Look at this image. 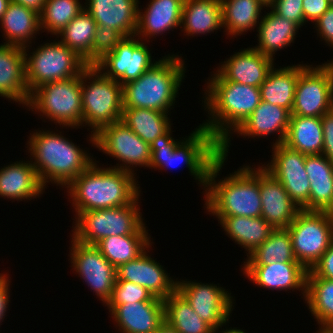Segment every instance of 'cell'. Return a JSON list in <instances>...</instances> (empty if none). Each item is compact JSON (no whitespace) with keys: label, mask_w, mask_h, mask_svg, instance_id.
Listing matches in <instances>:
<instances>
[{"label":"cell","mask_w":333,"mask_h":333,"mask_svg":"<svg viewBox=\"0 0 333 333\" xmlns=\"http://www.w3.org/2000/svg\"><path fill=\"white\" fill-rule=\"evenodd\" d=\"M226 159L220 155L210 167L203 191L206 212L216 217H260L262 201L259 193V165H252L253 168L242 165L228 177L216 180Z\"/></svg>","instance_id":"6da1fadb"},{"label":"cell","mask_w":333,"mask_h":333,"mask_svg":"<svg viewBox=\"0 0 333 333\" xmlns=\"http://www.w3.org/2000/svg\"><path fill=\"white\" fill-rule=\"evenodd\" d=\"M94 161L65 188L75 217L83 211L126 206L141 196L135 174Z\"/></svg>","instance_id":"7a4b0ae2"},{"label":"cell","mask_w":333,"mask_h":333,"mask_svg":"<svg viewBox=\"0 0 333 333\" xmlns=\"http://www.w3.org/2000/svg\"><path fill=\"white\" fill-rule=\"evenodd\" d=\"M206 82L202 103L209 116L200 125L221 144V155L227 158L230 135L260 104V89L231 81Z\"/></svg>","instance_id":"3957f363"},{"label":"cell","mask_w":333,"mask_h":333,"mask_svg":"<svg viewBox=\"0 0 333 333\" xmlns=\"http://www.w3.org/2000/svg\"><path fill=\"white\" fill-rule=\"evenodd\" d=\"M57 132L36 130L26 143L31 163L45 188L50 182L65 188L95 161L85 149L68 140L61 131Z\"/></svg>","instance_id":"277c9868"},{"label":"cell","mask_w":333,"mask_h":333,"mask_svg":"<svg viewBox=\"0 0 333 333\" xmlns=\"http://www.w3.org/2000/svg\"><path fill=\"white\" fill-rule=\"evenodd\" d=\"M172 129L158 136L151 144L149 169H172L186 165L191 176L206 188L207 177L213 162L221 155V144L199 125L184 140L174 139ZM179 140V141H178Z\"/></svg>","instance_id":"5b68a950"},{"label":"cell","mask_w":333,"mask_h":333,"mask_svg":"<svg viewBox=\"0 0 333 333\" xmlns=\"http://www.w3.org/2000/svg\"><path fill=\"white\" fill-rule=\"evenodd\" d=\"M185 65L178 54H168L157 60L138 79L122 85L123 108L170 113L185 79Z\"/></svg>","instance_id":"8992f818"},{"label":"cell","mask_w":333,"mask_h":333,"mask_svg":"<svg viewBox=\"0 0 333 333\" xmlns=\"http://www.w3.org/2000/svg\"><path fill=\"white\" fill-rule=\"evenodd\" d=\"M81 94L83 126L88 125L87 129H91L89 142L95 146V134L104 126L122 119V85L106 77L95 66H88L81 73Z\"/></svg>","instance_id":"52a82bcc"},{"label":"cell","mask_w":333,"mask_h":333,"mask_svg":"<svg viewBox=\"0 0 333 333\" xmlns=\"http://www.w3.org/2000/svg\"><path fill=\"white\" fill-rule=\"evenodd\" d=\"M139 199L126 206L80 212L73 219L71 237L82 244L96 245L108 236L148 234Z\"/></svg>","instance_id":"ba28073f"},{"label":"cell","mask_w":333,"mask_h":333,"mask_svg":"<svg viewBox=\"0 0 333 333\" xmlns=\"http://www.w3.org/2000/svg\"><path fill=\"white\" fill-rule=\"evenodd\" d=\"M26 107L61 128L80 129L83 126L81 75L41 85L29 94Z\"/></svg>","instance_id":"9c48e42d"},{"label":"cell","mask_w":333,"mask_h":333,"mask_svg":"<svg viewBox=\"0 0 333 333\" xmlns=\"http://www.w3.org/2000/svg\"><path fill=\"white\" fill-rule=\"evenodd\" d=\"M30 47H24L29 93L43 84L79 76L88 67L83 58L59 39L41 44L29 53Z\"/></svg>","instance_id":"30bf717a"},{"label":"cell","mask_w":333,"mask_h":333,"mask_svg":"<svg viewBox=\"0 0 333 333\" xmlns=\"http://www.w3.org/2000/svg\"><path fill=\"white\" fill-rule=\"evenodd\" d=\"M287 229L297 262L312 270L333 242V213L301 209Z\"/></svg>","instance_id":"8fae6325"},{"label":"cell","mask_w":333,"mask_h":333,"mask_svg":"<svg viewBox=\"0 0 333 333\" xmlns=\"http://www.w3.org/2000/svg\"><path fill=\"white\" fill-rule=\"evenodd\" d=\"M333 109V59L299 74L291 115L322 117Z\"/></svg>","instance_id":"7c38bea8"},{"label":"cell","mask_w":333,"mask_h":333,"mask_svg":"<svg viewBox=\"0 0 333 333\" xmlns=\"http://www.w3.org/2000/svg\"><path fill=\"white\" fill-rule=\"evenodd\" d=\"M98 151L115 160H120L114 169L134 173V168H149L151 160L150 144L143 141L122 121L104 126L95 134V146ZM122 162V163H121Z\"/></svg>","instance_id":"4fadbf2b"},{"label":"cell","mask_w":333,"mask_h":333,"mask_svg":"<svg viewBox=\"0 0 333 333\" xmlns=\"http://www.w3.org/2000/svg\"><path fill=\"white\" fill-rule=\"evenodd\" d=\"M177 291L191 305L196 314L214 330L229 323L235 305L231 292L219 284L177 279Z\"/></svg>","instance_id":"5bb4252c"},{"label":"cell","mask_w":333,"mask_h":333,"mask_svg":"<svg viewBox=\"0 0 333 333\" xmlns=\"http://www.w3.org/2000/svg\"><path fill=\"white\" fill-rule=\"evenodd\" d=\"M70 239L69 260L73 271L93 290L103 305L106 304L113 293L116 268L95 245L79 243L72 237Z\"/></svg>","instance_id":"9a60e30c"},{"label":"cell","mask_w":333,"mask_h":333,"mask_svg":"<svg viewBox=\"0 0 333 333\" xmlns=\"http://www.w3.org/2000/svg\"><path fill=\"white\" fill-rule=\"evenodd\" d=\"M146 42L136 35L124 39L95 67L106 77L117 80L121 85L138 79L156 63ZM155 61V62H154Z\"/></svg>","instance_id":"2e32d148"},{"label":"cell","mask_w":333,"mask_h":333,"mask_svg":"<svg viewBox=\"0 0 333 333\" xmlns=\"http://www.w3.org/2000/svg\"><path fill=\"white\" fill-rule=\"evenodd\" d=\"M272 158L262 165L281 182L289 197L302 209L310 196V181L306 174V155L283 143L273 144Z\"/></svg>","instance_id":"e0dca14e"},{"label":"cell","mask_w":333,"mask_h":333,"mask_svg":"<svg viewBox=\"0 0 333 333\" xmlns=\"http://www.w3.org/2000/svg\"><path fill=\"white\" fill-rule=\"evenodd\" d=\"M234 52L226 61L221 62L208 81H231L260 87L273 69L275 59L263 55L253 47Z\"/></svg>","instance_id":"ac0fdd59"},{"label":"cell","mask_w":333,"mask_h":333,"mask_svg":"<svg viewBox=\"0 0 333 333\" xmlns=\"http://www.w3.org/2000/svg\"><path fill=\"white\" fill-rule=\"evenodd\" d=\"M151 247L152 244L136 259L119 265L116 268V279L141 285L154 297L164 300L176 291L177 280L168 275L170 273L156 259L149 256Z\"/></svg>","instance_id":"d6986e66"},{"label":"cell","mask_w":333,"mask_h":333,"mask_svg":"<svg viewBox=\"0 0 333 333\" xmlns=\"http://www.w3.org/2000/svg\"><path fill=\"white\" fill-rule=\"evenodd\" d=\"M259 193L262 201L261 217L274 229L287 228L301 210L281 182L260 165Z\"/></svg>","instance_id":"ffe728a7"},{"label":"cell","mask_w":333,"mask_h":333,"mask_svg":"<svg viewBox=\"0 0 333 333\" xmlns=\"http://www.w3.org/2000/svg\"><path fill=\"white\" fill-rule=\"evenodd\" d=\"M243 267V268H242ZM241 272L256 286L277 290H301L306 295L307 270L300 263H272L269 265H243ZM247 276V277H246Z\"/></svg>","instance_id":"44dd1931"},{"label":"cell","mask_w":333,"mask_h":333,"mask_svg":"<svg viewBox=\"0 0 333 333\" xmlns=\"http://www.w3.org/2000/svg\"><path fill=\"white\" fill-rule=\"evenodd\" d=\"M109 313L121 333H155L165 322L163 301L119 304Z\"/></svg>","instance_id":"7402d4cb"},{"label":"cell","mask_w":333,"mask_h":333,"mask_svg":"<svg viewBox=\"0 0 333 333\" xmlns=\"http://www.w3.org/2000/svg\"><path fill=\"white\" fill-rule=\"evenodd\" d=\"M24 48L0 44V97L26 106L29 100Z\"/></svg>","instance_id":"603a6c76"},{"label":"cell","mask_w":333,"mask_h":333,"mask_svg":"<svg viewBox=\"0 0 333 333\" xmlns=\"http://www.w3.org/2000/svg\"><path fill=\"white\" fill-rule=\"evenodd\" d=\"M84 9L97 26L112 27L124 37L136 34L139 0H85Z\"/></svg>","instance_id":"cb8c5ba5"},{"label":"cell","mask_w":333,"mask_h":333,"mask_svg":"<svg viewBox=\"0 0 333 333\" xmlns=\"http://www.w3.org/2000/svg\"><path fill=\"white\" fill-rule=\"evenodd\" d=\"M184 0H150L143 10L138 7L136 36L142 41L181 27ZM177 27V28H176ZM156 35V36H155Z\"/></svg>","instance_id":"d4e9b609"},{"label":"cell","mask_w":333,"mask_h":333,"mask_svg":"<svg viewBox=\"0 0 333 333\" xmlns=\"http://www.w3.org/2000/svg\"><path fill=\"white\" fill-rule=\"evenodd\" d=\"M291 112L279 105L261 101L250 116L234 131L244 138L268 137L278 134L275 143H283L287 134ZM239 134V135H238Z\"/></svg>","instance_id":"484cf974"},{"label":"cell","mask_w":333,"mask_h":333,"mask_svg":"<svg viewBox=\"0 0 333 333\" xmlns=\"http://www.w3.org/2000/svg\"><path fill=\"white\" fill-rule=\"evenodd\" d=\"M43 192L45 187L41 184L31 159L15 161L0 168V197L31 201L40 197Z\"/></svg>","instance_id":"4316f807"},{"label":"cell","mask_w":333,"mask_h":333,"mask_svg":"<svg viewBox=\"0 0 333 333\" xmlns=\"http://www.w3.org/2000/svg\"><path fill=\"white\" fill-rule=\"evenodd\" d=\"M305 169L310 181V196L302 210L333 213V162L323 154L306 155Z\"/></svg>","instance_id":"83f0119b"},{"label":"cell","mask_w":333,"mask_h":333,"mask_svg":"<svg viewBox=\"0 0 333 333\" xmlns=\"http://www.w3.org/2000/svg\"><path fill=\"white\" fill-rule=\"evenodd\" d=\"M0 26L5 38L4 44L26 47L32 44L35 35L40 34V17L35 10L10 2Z\"/></svg>","instance_id":"f1b7e54d"},{"label":"cell","mask_w":333,"mask_h":333,"mask_svg":"<svg viewBox=\"0 0 333 333\" xmlns=\"http://www.w3.org/2000/svg\"><path fill=\"white\" fill-rule=\"evenodd\" d=\"M300 27L292 22L280 17L272 10L261 17L257 27V43L255 48L263 55L276 59L275 54L279 50L290 47L294 43Z\"/></svg>","instance_id":"f546056e"},{"label":"cell","mask_w":333,"mask_h":333,"mask_svg":"<svg viewBox=\"0 0 333 333\" xmlns=\"http://www.w3.org/2000/svg\"><path fill=\"white\" fill-rule=\"evenodd\" d=\"M219 29H223L221 0H184L180 27L184 35L195 37Z\"/></svg>","instance_id":"4dcf8cb0"},{"label":"cell","mask_w":333,"mask_h":333,"mask_svg":"<svg viewBox=\"0 0 333 333\" xmlns=\"http://www.w3.org/2000/svg\"><path fill=\"white\" fill-rule=\"evenodd\" d=\"M306 66L307 64L302 63L278 67L279 69L273 67L259 87L261 101L282 106L291 112L298 77Z\"/></svg>","instance_id":"1f68e13d"},{"label":"cell","mask_w":333,"mask_h":333,"mask_svg":"<svg viewBox=\"0 0 333 333\" xmlns=\"http://www.w3.org/2000/svg\"><path fill=\"white\" fill-rule=\"evenodd\" d=\"M226 235L251 254L272 233L274 228L261 216L256 218L233 216L216 217Z\"/></svg>","instance_id":"d6a6232c"},{"label":"cell","mask_w":333,"mask_h":333,"mask_svg":"<svg viewBox=\"0 0 333 333\" xmlns=\"http://www.w3.org/2000/svg\"><path fill=\"white\" fill-rule=\"evenodd\" d=\"M283 144L304 155L322 154L324 134L321 117L291 115Z\"/></svg>","instance_id":"836d02e7"},{"label":"cell","mask_w":333,"mask_h":333,"mask_svg":"<svg viewBox=\"0 0 333 333\" xmlns=\"http://www.w3.org/2000/svg\"><path fill=\"white\" fill-rule=\"evenodd\" d=\"M221 5L224 32L233 39L249 30L254 31L263 9H267L259 0H221Z\"/></svg>","instance_id":"e575fe53"},{"label":"cell","mask_w":333,"mask_h":333,"mask_svg":"<svg viewBox=\"0 0 333 333\" xmlns=\"http://www.w3.org/2000/svg\"><path fill=\"white\" fill-rule=\"evenodd\" d=\"M305 303L319 329H333V280L307 272Z\"/></svg>","instance_id":"d590c367"},{"label":"cell","mask_w":333,"mask_h":333,"mask_svg":"<svg viewBox=\"0 0 333 333\" xmlns=\"http://www.w3.org/2000/svg\"><path fill=\"white\" fill-rule=\"evenodd\" d=\"M150 238V234L108 236L95 246L117 268L119 265L134 260L141 255L153 243Z\"/></svg>","instance_id":"8d00e7d4"},{"label":"cell","mask_w":333,"mask_h":333,"mask_svg":"<svg viewBox=\"0 0 333 333\" xmlns=\"http://www.w3.org/2000/svg\"><path fill=\"white\" fill-rule=\"evenodd\" d=\"M169 113L146 108H123L121 121L143 141L151 144L172 126Z\"/></svg>","instance_id":"74e56055"},{"label":"cell","mask_w":333,"mask_h":333,"mask_svg":"<svg viewBox=\"0 0 333 333\" xmlns=\"http://www.w3.org/2000/svg\"><path fill=\"white\" fill-rule=\"evenodd\" d=\"M243 261V265H269L272 263H299L294 255L287 228L274 229L271 235Z\"/></svg>","instance_id":"f35d334b"},{"label":"cell","mask_w":333,"mask_h":333,"mask_svg":"<svg viewBox=\"0 0 333 333\" xmlns=\"http://www.w3.org/2000/svg\"><path fill=\"white\" fill-rule=\"evenodd\" d=\"M165 322L178 333H213L214 329L203 321L191 305L176 290L163 300Z\"/></svg>","instance_id":"ab89813d"},{"label":"cell","mask_w":333,"mask_h":333,"mask_svg":"<svg viewBox=\"0 0 333 333\" xmlns=\"http://www.w3.org/2000/svg\"><path fill=\"white\" fill-rule=\"evenodd\" d=\"M97 23L83 9L59 34L60 42L85 59L92 49Z\"/></svg>","instance_id":"60d3db41"},{"label":"cell","mask_w":333,"mask_h":333,"mask_svg":"<svg viewBox=\"0 0 333 333\" xmlns=\"http://www.w3.org/2000/svg\"><path fill=\"white\" fill-rule=\"evenodd\" d=\"M80 0H46L40 17V29L59 34L82 10Z\"/></svg>","instance_id":"b9f144b4"},{"label":"cell","mask_w":333,"mask_h":333,"mask_svg":"<svg viewBox=\"0 0 333 333\" xmlns=\"http://www.w3.org/2000/svg\"><path fill=\"white\" fill-rule=\"evenodd\" d=\"M140 301H163L154 297L145 287L126 281L115 280L113 293L109 301L105 304L109 312L119 304L136 303Z\"/></svg>","instance_id":"7bdbcfd3"},{"label":"cell","mask_w":333,"mask_h":333,"mask_svg":"<svg viewBox=\"0 0 333 333\" xmlns=\"http://www.w3.org/2000/svg\"><path fill=\"white\" fill-rule=\"evenodd\" d=\"M124 39V36L112 27L97 26L90 54L84 59L88 66H95Z\"/></svg>","instance_id":"ee69618b"},{"label":"cell","mask_w":333,"mask_h":333,"mask_svg":"<svg viewBox=\"0 0 333 333\" xmlns=\"http://www.w3.org/2000/svg\"><path fill=\"white\" fill-rule=\"evenodd\" d=\"M303 0H275L274 3L267 8L286 20H291L300 28L306 24L303 15Z\"/></svg>","instance_id":"f6af8a7d"},{"label":"cell","mask_w":333,"mask_h":333,"mask_svg":"<svg viewBox=\"0 0 333 333\" xmlns=\"http://www.w3.org/2000/svg\"><path fill=\"white\" fill-rule=\"evenodd\" d=\"M314 24L321 41L333 48V5Z\"/></svg>","instance_id":"bcb514c9"},{"label":"cell","mask_w":333,"mask_h":333,"mask_svg":"<svg viewBox=\"0 0 333 333\" xmlns=\"http://www.w3.org/2000/svg\"><path fill=\"white\" fill-rule=\"evenodd\" d=\"M324 134L322 154L333 162V109L321 117Z\"/></svg>","instance_id":"7dc6e473"},{"label":"cell","mask_w":333,"mask_h":333,"mask_svg":"<svg viewBox=\"0 0 333 333\" xmlns=\"http://www.w3.org/2000/svg\"><path fill=\"white\" fill-rule=\"evenodd\" d=\"M330 6L328 0H303L302 9L305 21H311L314 24Z\"/></svg>","instance_id":"c3c4849f"},{"label":"cell","mask_w":333,"mask_h":333,"mask_svg":"<svg viewBox=\"0 0 333 333\" xmlns=\"http://www.w3.org/2000/svg\"><path fill=\"white\" fill-rule=\"evenodd\" d=\"M311 271L317 277L333 280V242Z\"/></svg>","instance_id":"681fc988"},{"label":"cell","mask_w":333,"mask_h":333,"mask_svg":"<svg viewBox=\"0 0 333 333\" xmlns=\"http://www.w3.org/2000/svg\"><path fill=\"white\" fill-rule=\"evenodd\" d=\"M8 273L0 279V326L4 321V318L7 316L6 312L8 311V306L10 300V279L8 277ZM8 305V306H7Z\"/></svg>","instance_id":"f907efd6"},{"label":"cell","mask_w":333,"mask_h":333,"mask_svg":"<svg viewBox=\"0 0 333 333\" xmlns=\"http://www.w3.org/2000/svg\"><path fill=\"white\" fill-rule=\"evenodd\" d=\"M14 3L23 5L27 8L35 10L37 13H41L46 0H11Z\"/></svg>","instance_id":"816d5d0a"},{"label":"cell","mask_w":333,"mask_h":333,"mask_svg":"<svg viewBox=\"0 0 333 333\" xmlns=\"http://www.w3.org/2000/svg\"><path fill=\"white\" fill-rule=\"evenodd\" d=\"M155 333H178L174 328L164 322Z\"/></svg>","instance_id":"f5cc1de1"},{"label":"cell","mask_w":333,"mask_h":333,"mask_svg":"<svg viewBox=\"0 0 333 333\" xmlns=\"http://www.w3.org/2000/svg\"><path fill=\"white\" fill-rule=\"evenodd\" d=\"M10 2H11V0H0V21L4 15L5 11L7 10V7Z\"/></svg>","instance_id":"db71d44e"},{"label":"cell","mask_w":333,"mask_h":333,"mask_svg":"<svg viewBox=\"0 0 333 333\" xmlns=\"http://www.w3.org/2000/svg\"><path fill=\"white\" fill-rule=\"evenodd\" d=\"M219 331V332H218ZM245 333L242 329H237V327L235 328H232V327H230V328H226V330H222V331H220V330H214V332L213 333Z\"/></svg>","instance_id":"11a10c76"},{"label":"cell","mask_w":333,"mask_h":333,"mask_svg":"<svg viewBox=\"0 0 333 333\" xmlns=\"http://www.w3.org/2000/svg\"><path fill=\"white\" fill-rule=\"evenodd\" d=\"M265 7L269 8L275 0H259Z\"/></svg>","instance_id":"9f6ffc18"},{"label":"cell","mask_w":333,"mask_h":333,"mask_svg":"<svg viewBox=\"0 0 333 333\" xmlns=\"http://www.w3.org/2000/svg\"><path fill=\"white\" fill-rule=\"evenodd\" d=\"M316 333H333V329H319Z\"/></svg>","instance_id":"6f0895ef"},{"label":"cell","mask_w":333,"mask_h":333,"mask_svg":"<svg viewBox=\"0 0 333 333\" xmlns=\"http://www.w3.org/2000/svg\"><path fill=\"white\" fill-rule=\"evenodd\" d=\"M4 272L3 273H0V279L4 276Z\"/></svg>","instance_id":"680465c9"},{"label":"cell","mask_w":333,"mask_h":333,"mask_svg":"<svg viewBox=\"0 0 333 333\" xmlns=\"http://www.w3.org/2000/svg\"><path fill=\"white\" fill-rule=\"evenodd\" d=\"M328 2H329L331 5H333V0H328Z\"/></svg>","instance_id":"91938a15"}]
</instances>
